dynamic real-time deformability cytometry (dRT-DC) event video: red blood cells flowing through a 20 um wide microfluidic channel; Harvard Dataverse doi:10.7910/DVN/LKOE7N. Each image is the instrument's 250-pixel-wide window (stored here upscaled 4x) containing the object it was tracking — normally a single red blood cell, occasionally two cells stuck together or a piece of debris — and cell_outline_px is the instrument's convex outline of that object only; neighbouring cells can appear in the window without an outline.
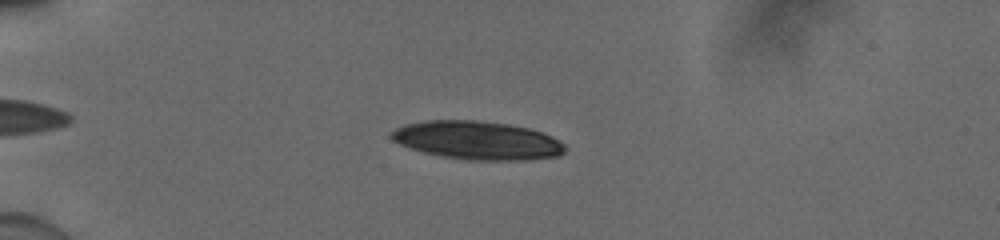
{"species": "human", "species_latin": "Homo sapiens", "temperature_condition": "cold", "stored_images_in_passage": 49, "camera_frame_rate_fps": 3000, "um_per_image_px": 0.085, "donor": {"sex": "male"}, "frame": {"image": 1, "passage_image": 10, "time_ms": 3.0, "image_size_px": [1000, 240], "cell_outline_px": [[564, 152], [560, 156], [528, 160], [468, 160], [440, 156], [424, 152], [400, 144], [392, 140], [392, 132], [396, 128], [408, 124], [428, 120], [476, 120], [508, 124], [528, 128], [552, 136], [564, 144]], "centroid_in_image_um": [40.61, 11.94], "position_along_channel_um": 44.4, "area_um2": 38.61}}
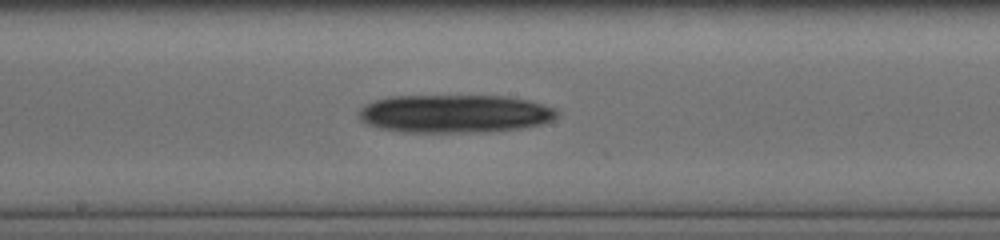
{"frame": {"image": 2, "passage_image": 26, "time_ms": 8.333, "image_size_px": [1000, 240], "cell_outline_px": [[560, 116], [544, 124], [520, 128], [480, 132], [404, 132], [380, 128], [368, 124], [360, 120], [360, 108], [364, 104], [388, 96], [504, 96], [528, 100], [556, 108], [560, 112]], "centroid_in_image_um": [38.69, 9.66], "position_along_channel_um": 209.5, "area_um2": 44.22}}
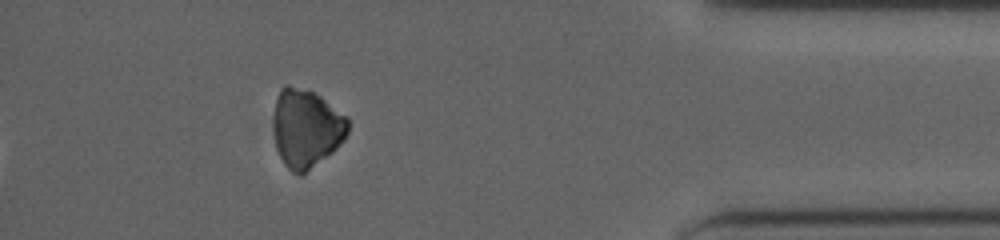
{"frame": {"image": 3, "passage_image": 44, "time_ms": 14.333, "image_size_px": [1000, 240], "cell_outline_px": [[348, 132], [344, 140], [332, 152], [300, 176], [292, 172], [284, 164], [276, 148], [276, 96], [280, 88], [288, 84], [312, 92], [320, 96], [348, 116]], "centroid_in_image_um": [26.07, 10.9], "position_along_channel_um": 409.1, "area_um2": 33.52}, "authors_computed_cell_mechanics": {"area_um2": 39.1306, "velocity_mm_per_s": 3.9249, "shape_relaxation_time_tau1_ms": 1.1842, "shape_relaxation_time_tau2_ms": null, "deformation_change_tau1": 0.0691, "deformation_change_tau2": null}}